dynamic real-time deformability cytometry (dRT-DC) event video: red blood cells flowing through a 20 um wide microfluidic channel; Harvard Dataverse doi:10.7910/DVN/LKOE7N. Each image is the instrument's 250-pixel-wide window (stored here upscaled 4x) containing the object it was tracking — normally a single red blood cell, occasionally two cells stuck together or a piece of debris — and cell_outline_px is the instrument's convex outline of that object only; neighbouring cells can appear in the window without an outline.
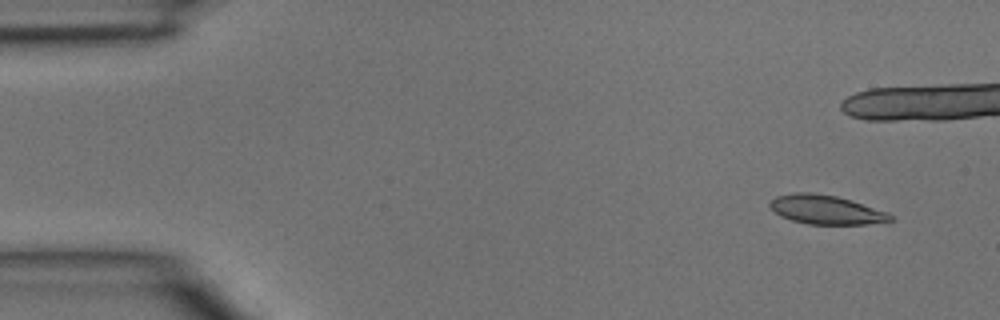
{"species": "common noctule bat (a hibernating species)", "species_latin": "Nyctalus noctula", "temperature_condition": "room temperature", "stored_images_in_passage": 4, "camera_frame_rate_fps": 3000, "um_per_image_px": 0.085, "animal": {"sex": "male", "body_mass_g": 15.6}, "frame": {"image": 1, "passage_image": 1, "time_ms": 0.0, "image_size_px": [1000, 320], "cell_outline_px": [[896, 220], [888, 224], [808, 224], [792, 220], [780, 216], [768, 204], [776, 196], [792, 192], [812, 192], [836, 196], [852, 200], [888, 212]], "centroid_in_image_um": [70.3, 17.83], "position_along_channel_um": 14.7, "area_um2": 20.75}}